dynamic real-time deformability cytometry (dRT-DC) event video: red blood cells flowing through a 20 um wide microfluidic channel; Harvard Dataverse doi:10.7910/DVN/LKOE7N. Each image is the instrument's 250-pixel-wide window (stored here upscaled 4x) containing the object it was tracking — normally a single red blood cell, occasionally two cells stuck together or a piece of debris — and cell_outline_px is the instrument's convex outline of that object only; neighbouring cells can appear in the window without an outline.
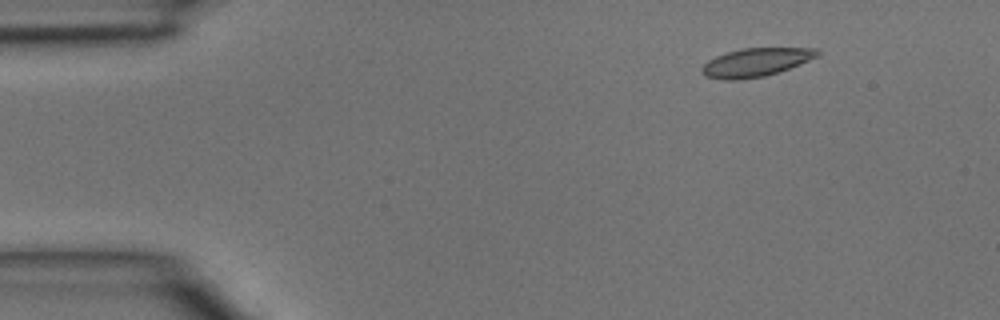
{"species": "common noctule bat (a hibernating species)", "species_latin": "Nyctalus noctula", "temperature_condition": "room temperature", "stored_images_in_passage": 3, "camera_frame_rate_fps": 3000, "um_per_image_px": 0.085, "animal": {"sex": "male", "body_mass_g": 15.6}, "frame": {"image": 1, "passage_image": 2, "time_ms": 0.333, "image_size_px": [1000, 320], "cell_outline_px": [[820, 56], [788, 68], [764, 76], [740, 80], [724, 80], [704, 76], [700, 72], [700, 68], [708, 60], [716, 56], [740, 48], [820, 48]], "centroid_in_image_um": [64.22, 5.3], "position_along_channel_um": 20.8, "area_um2": 19.19}}